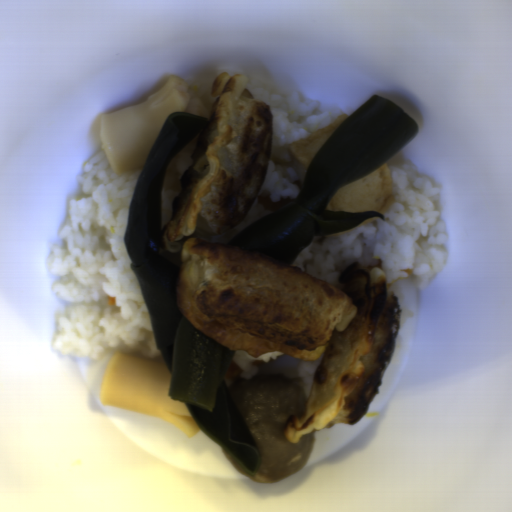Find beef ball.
Segmentation results:
<instances>
[{"label": "beef ball", "instance_id": "c3f7d807", "mask_svg": "<svg viewBox=\"0 0 512 512\" xmlns=\"http://www.w3.org/2000/svg\"><path fill=\"white\" fill-rule=\"evenodd\" d=\"M247 426L260 458L259 468L250 475L222 448L223 455L241 474L257 483H276L300 471L306 464L315 432L291 443L285 426L289 416L302 414L307 400L296 382L277 374L259 375L238 381L228 391Z\"/></svg>", "mask_w": 512, "mask_h": 512}]
</instances>
